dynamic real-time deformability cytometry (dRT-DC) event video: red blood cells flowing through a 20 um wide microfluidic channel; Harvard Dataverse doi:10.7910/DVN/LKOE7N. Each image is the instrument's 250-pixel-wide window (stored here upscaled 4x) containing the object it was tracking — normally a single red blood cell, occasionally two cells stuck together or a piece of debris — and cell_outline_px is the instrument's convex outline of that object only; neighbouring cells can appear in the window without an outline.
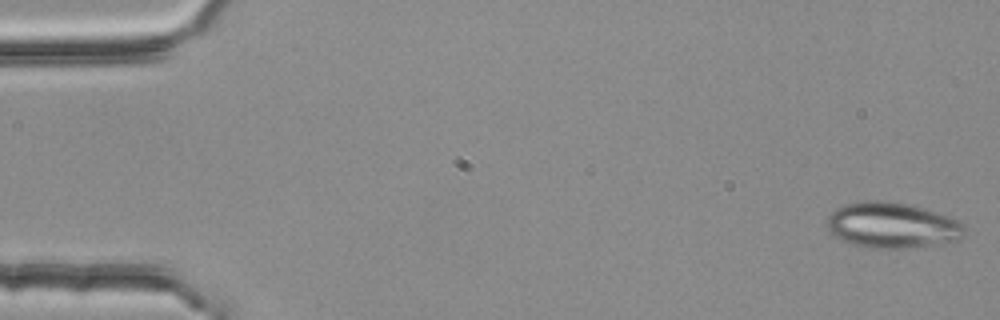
{"species": "common noctule bat (a hibernating species)", "species_latin": "Nyctalus noctula", "temperature_condition": "room temperature", "stored_images_in_passage": 4, "camera_frame_rate_fps": 3000, "um_per_image_px": 0.085, "animal": {"sex": "female", "body_mass_g": 25.1}, "frame": {"image": 1, "passage_image": 1, "time_ms": 0.0, "image_size_px": [1000, 320], "cell_outline_px": [[964, 228], [960, 236], [956, 240], [936, 244], [908, 248], [872, 248], [848, 244], [836, 236], [828, 228], [828, 216], [836, 208], [844, 204], [864, 200], [880, 200], [908, 204], [948, 216], [964, 224]], "centroid_in_image_um": [75.78, 19.14], "position_along_channel_um": 9.2, "area_um2": 36.24}}